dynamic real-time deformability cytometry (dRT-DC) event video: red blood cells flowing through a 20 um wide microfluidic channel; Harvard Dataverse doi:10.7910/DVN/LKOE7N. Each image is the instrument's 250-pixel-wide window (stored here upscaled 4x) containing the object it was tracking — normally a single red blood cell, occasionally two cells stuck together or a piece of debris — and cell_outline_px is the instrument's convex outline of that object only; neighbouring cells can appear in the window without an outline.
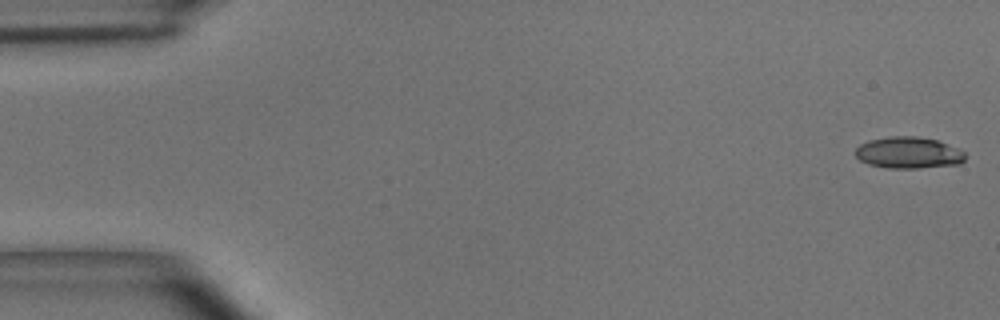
{"species": "common noctule bat (a hibernating species)", "species_latin": "Nyctalus noctula", "temperature_condition": "room temperature", "stored_images_in_passage": 48, "camera_frame_rate_fps": 3000, "um_per_image_px": 0.085, "animal": {"sex": "male", "body_mass_g": 15.6}, "frame": {"image": 1, "passage_image": 1, "time_ms": 0.0, "image_size_px": [1000, 320], "cell_outline_px": [[964, 160], [960, 164], [920, 168], [888, 168], [868, 164], [860, 160], [856, 156], [856, 148], [860, 144], [868, 140], [888, 136], [916, 136], [936, 140], [956, 148], [964, 152]], "centroid_in_image_um": [77.19, 12.98], "position_along_channel_um": 7.8, "area_um2": 20.11}}
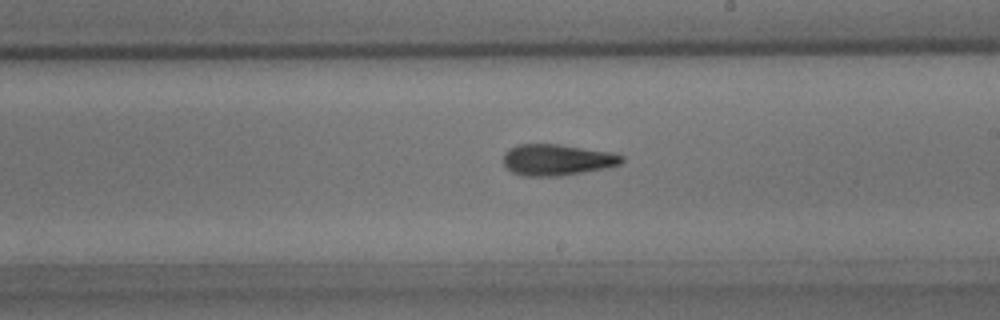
{"frame": {"image": 2, "passage_image": 31, "time_ms": 10.0, "image_size_px": [1000, 320], "cell_outline_px": [[624, 160], [620, 164], [608, 168], [560, 176], [520, 176], [512, 172], [504, 164], [504, 152], [508, 148], [516, 144], [560, 144], [612, 152], [624, 156]], "centroid_in_image_um": [47.35, 13.58], "position_along_channel_um": 241.6, "area_um2": 21.85}}
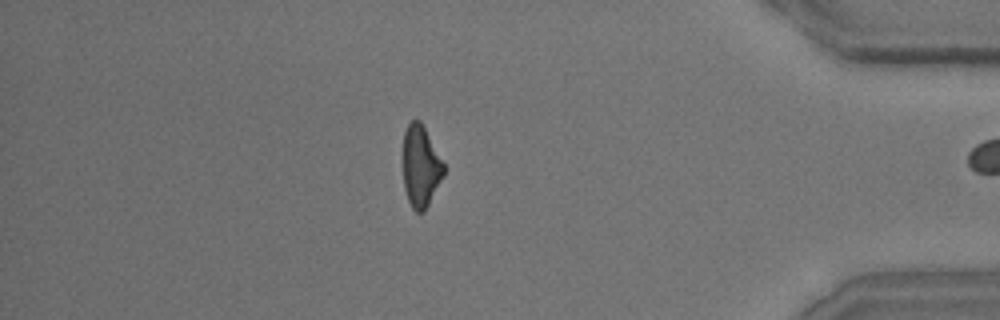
{"frame": {"image": 3, "passage_image": 47, "time_ms": 15.333, "image_size_px": [1000, 320], "cell_outline_px": [[444, 172], [424, 212], [416, 212], [412, 208], [408, 200], [404, 188], [404, 132], [408, 124], [412, 120], [420, 120], [444, 164]], "centroid_in_image_um": [35.74, 14.14], "position_along_channel_um": 399.5, "area_um2": 18.79}}